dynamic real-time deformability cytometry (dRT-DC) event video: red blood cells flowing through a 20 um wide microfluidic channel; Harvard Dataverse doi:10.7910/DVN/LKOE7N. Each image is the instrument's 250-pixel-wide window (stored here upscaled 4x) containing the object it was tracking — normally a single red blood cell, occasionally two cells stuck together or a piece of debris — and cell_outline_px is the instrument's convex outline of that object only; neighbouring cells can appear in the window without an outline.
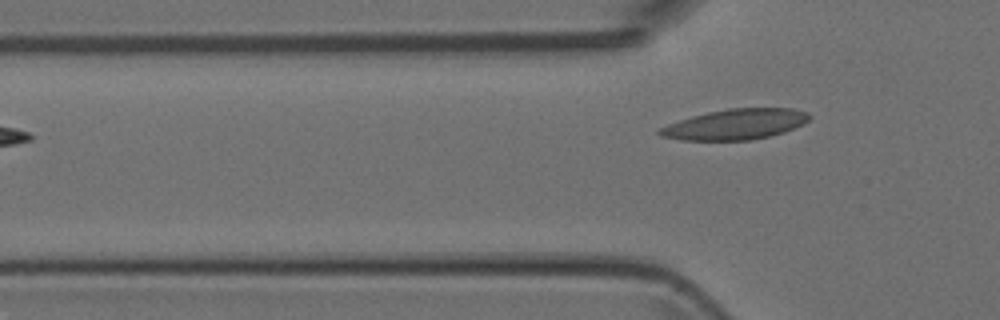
{"species": "Egyptian fruit bat (a non-hibernating species)", "species_latin": "Rousettus aegyptiacus", "temperature_condition": "room temperature", "stored_images_in_passage": 4, "camera_frame_rate_fps": 3000, "um_per_image_px": 0.085, "animal": {"sex": "female"}, "frame": {"image": 1, "passage_image": 4, "time_ms": 3.667, "image_size_px": [1000, 320], "cell_outline_px": [[812, 116], [804, 124], [784, 132], [752, 140], [680, 140], [660, 136], [656, 132], [660, 128], [668, 124], [692, 116], [708, 112], [728, 108], [792, 108], [808, 112]], "centroid_in_image_um": [62.52, 10.56], "position_along_channel_um": 63.3, "area_um2": 26.65}}